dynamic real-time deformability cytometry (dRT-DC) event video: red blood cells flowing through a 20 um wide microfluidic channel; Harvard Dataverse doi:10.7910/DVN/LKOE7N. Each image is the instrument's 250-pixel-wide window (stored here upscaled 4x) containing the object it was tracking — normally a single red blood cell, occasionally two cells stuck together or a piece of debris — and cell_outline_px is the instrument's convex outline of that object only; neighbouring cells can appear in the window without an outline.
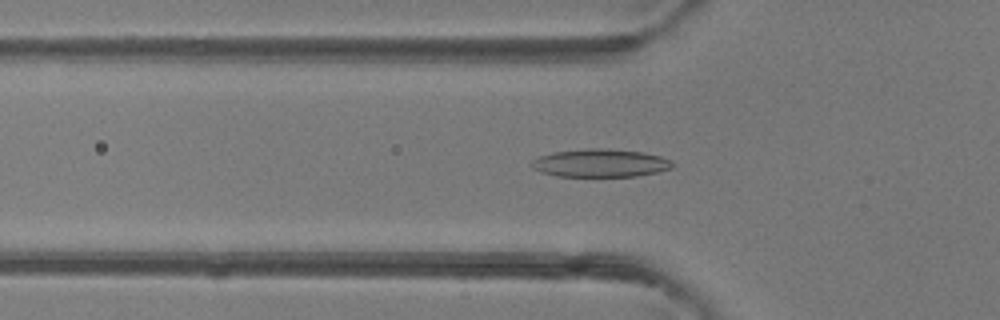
{"species": "common noctule bat (a hibernating species)", "species_latin": "Nyctalus noctula", "temperature_condition": "room temperature", "stored_images_in_passage": 47, "camera_frame_rate_fps": 3000, "um_per_image_px": 0.085, "animal": {"sex": "female"}, "frame": {"image": 1, "passage_image": 15, "time_ms": 4.667, "image_size_px": [1000, 320], "cell_outline_px": [[676, 164], [672, 168], [656, 172], [636, 176], [556, 176], [540, 172], [532, 168], [532, 160], [540, 156], [552, 152], [588, 148], [604, 148], [640, 152], [660, 156], [672, 160]], "centroid_in_image_um": [51.03, 13.86], "position_along_channel_um": 74.8, "area_um2": 23.0}}
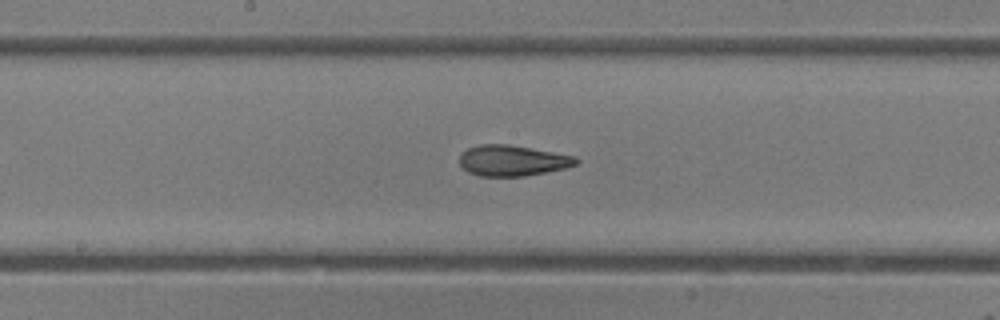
{"frame": {"image": 2, "passage_image": 24, "time_ms": 7.667, "image_size_px": [1000, 320], "cell_outline_px": [[580, 160], [576, 164], [564, 168], [524, 176], [480, 176], [468, 172], [460, 164], [460, 156], [468, 148], [480, 144], [508, 144], [532, 148], [576, 156]], "centroid_in_image_um": [43.57, 13.64], "position_along_channel_um": 204.6, "area_um2": 20.75}}
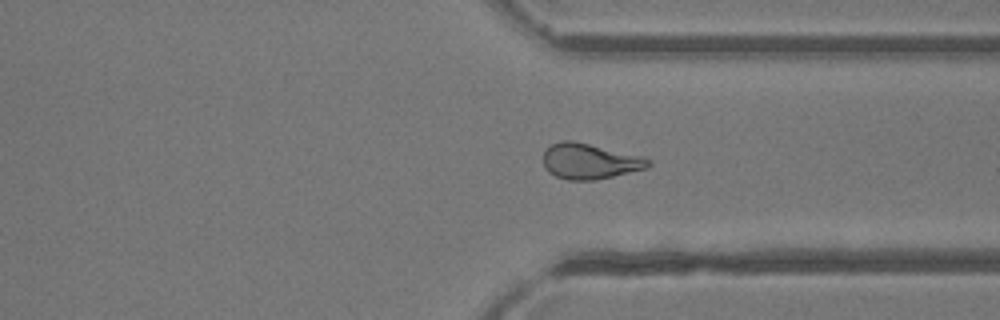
{"frame": {"image": 3, "passage_image": 35, "time_ms": 11.333, "image_size_px": [1000, 320], "cell_outline_px": [[652, 164], [644, 168], [596, 180], [568, 180], [556, 176], [548, 172], [544, 168], [544, 152], [552, 144], [560, 140], [572, 140], [644, 156], [652, 160]], "centroid_in_image_um": [50.12, 13.7], "position_along_channel_um": 361.3, "area_um2": 21.73}, "authors_computed_cell_mechanics": {"area_um2": 21.9062, "velocity_mm_per_s": 4.2923, "shape_relaxation_time_tau1_ms": 10.3077, "shape_relaxation_time_tau2_ms": 2.2838, "deformation_change_tau1": 0.2764, "deformation_change_tau2": 0.094}}